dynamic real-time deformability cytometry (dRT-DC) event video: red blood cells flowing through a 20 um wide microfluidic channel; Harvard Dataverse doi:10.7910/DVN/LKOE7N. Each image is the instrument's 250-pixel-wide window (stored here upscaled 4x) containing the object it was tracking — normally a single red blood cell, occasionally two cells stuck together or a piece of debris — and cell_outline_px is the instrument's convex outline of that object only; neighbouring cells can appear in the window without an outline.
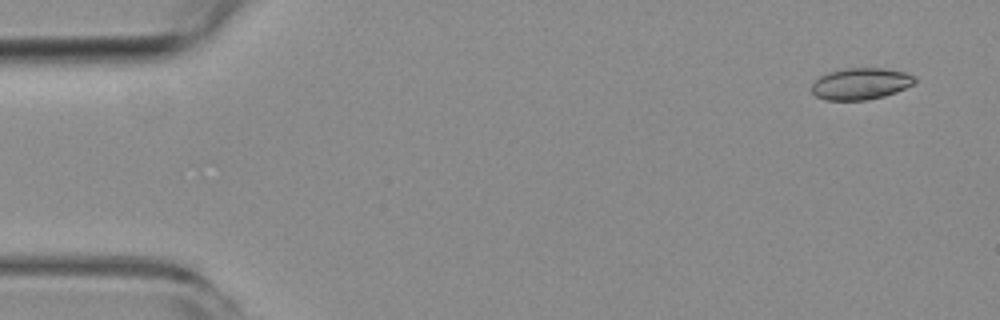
{"species": "common noctule bat (a hibernating species)", "species_latin": "Nyctalus noctula", "temperature_condition": "room temperature", "stored_images_in_passage": 5, "camera_frame_rate_fps": 3000, "um_per_image_px": 0.085, "animal": {"sex": "female", "body_mass_g": 19.3, "forearm_length_mm": 54.1}, "frame": {"image": 1, "passage_image": 1, "time_ms": 0.0, "image_size_px": [1000, 320], "cell_outline_px": [[916, 80], [912, 84], [896, 92], [884, 96], [868, 100], [824, 100], [816, 96], [812, 92], [812, 84], [820, 76], [828, 72], [848, 68], [884, 68], [904, 72], [916, 76]], "centroid_in_image_um": [73.15, 7.12], "position_along_channel_um": 11.8, "area_um2": 18.96}}
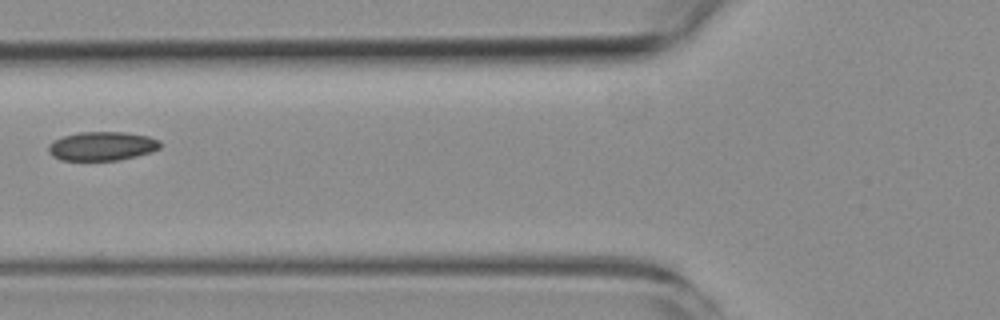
{"frame": {"image": 2, "passage_image": 5, "time_ms": 6.0, "image_size_px": [1000, 320], "cell_outline_px": [[160, 148], [152, 152], [120, 160], [60, 160], [52, 156], [48, 152], [48, 144], [52, 140], [76, 132], [124, 132], [148, 136], [160, 140]], "centroid_in_image_um": [8.65, 12.42], "position_along_channel_um": 117.1, "area_um2": 19.02}}